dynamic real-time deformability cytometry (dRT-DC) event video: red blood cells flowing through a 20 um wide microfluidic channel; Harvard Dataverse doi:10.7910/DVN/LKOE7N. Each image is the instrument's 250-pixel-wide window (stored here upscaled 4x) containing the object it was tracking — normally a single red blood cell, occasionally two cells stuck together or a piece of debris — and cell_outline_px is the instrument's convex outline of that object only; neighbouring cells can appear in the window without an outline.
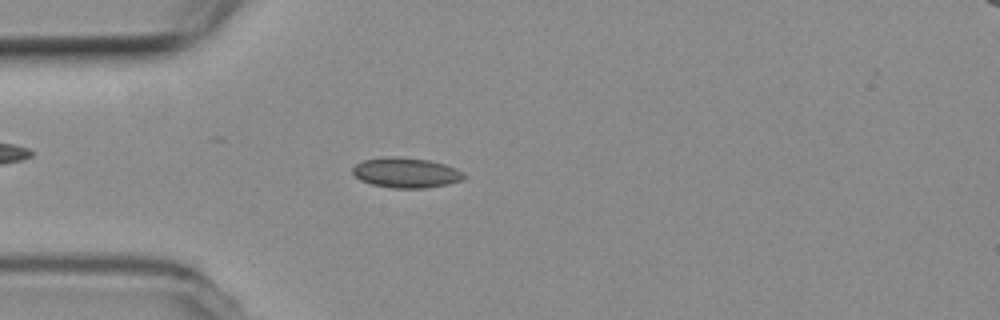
{"species": "common noctule bat (a hibernating species)", "species_latin": "Nyctalus noctula", "temperature_condition": "room temperature", "stored_images_in_passage": 51, "camera_frame_rate_fps": 3000, "um_per_image_px": 0.085, "animal": {"sex": "female", "body_mass_g": 19.3, "forearm_length_mm": 54.1}, "frame": {"image": 1, "passage_image": 11, "time_ms": 3.333, "image_size_px": [1000, 320], "cell_outline_px": [[468, 176], [464, 180], [448, 184], [424, 188], [388, 188], [372, 184], [360, 180], [352, 172], [352, 168], [356, 164], [364, 160], [380, 156], [396, 156], [428, 160], [444, 164], [456, 168], [464, 172]], "centroid_in_image_um": [34.53, 14.68], "position_along_channel_um": 50.5, "area_um2": 19.83}}
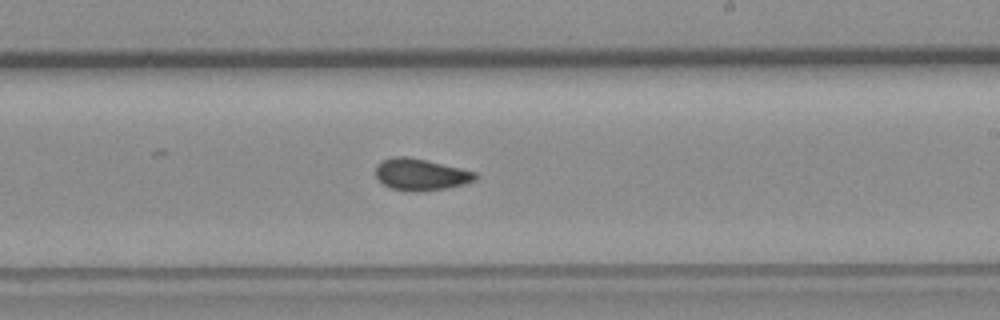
{"frame": {"image": 2, "passage_image": 28, "time_ms": 9.0, "image_size_px": [1000, 320], "cell_outline_px": [[480, 176], [476, 180], [464, 184], [448, 188], [416, 192], [388, 188], [376, 176], [376, 164], [392, 156], [404, 156], [424, 160], [460, 168], [476, 172]], "centroid_in_image_um": [35.78, 14.84], "position_along_channel_um": 253.2, "area_um2": 18.38}}
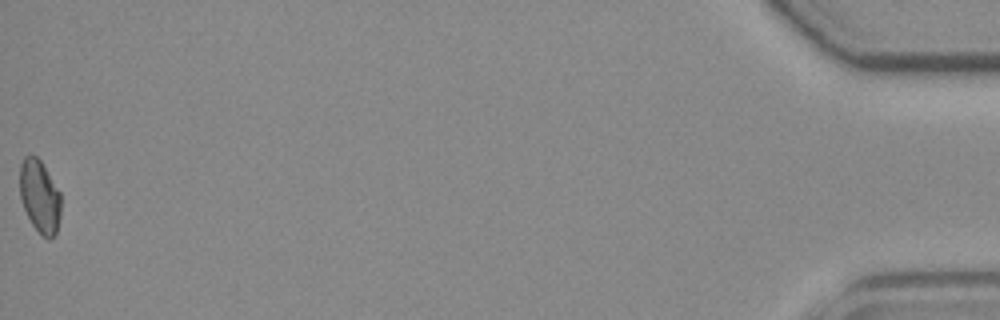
{"frame": {"image": 3, "passage_image": 51, "time_ms": 16.667, "image_size_px": [1000, 320], "cell_outline_px": [[60, 216], [56, 232], [48, 240], [32, 224], [24, 208], [20, 196], [20, 164], [24, 156], [36, 156], [40, 160], [60, 192]], "centroid_in_image_um": [3.37, 16.67], "position_along_channel_um": 431.8, "area_um2": 17.11}, "authors_computed_cell_mechanics": {"area_um2": 18.207, "velocity_mm_per_s": 3.7413, "shape_relaxation_time_tau1_ms": null, "shape_relaxation_time_tau2_ms": 3.2057, "deformation_change_tau1": null, "deformation_change_tau2": 0.0497}}